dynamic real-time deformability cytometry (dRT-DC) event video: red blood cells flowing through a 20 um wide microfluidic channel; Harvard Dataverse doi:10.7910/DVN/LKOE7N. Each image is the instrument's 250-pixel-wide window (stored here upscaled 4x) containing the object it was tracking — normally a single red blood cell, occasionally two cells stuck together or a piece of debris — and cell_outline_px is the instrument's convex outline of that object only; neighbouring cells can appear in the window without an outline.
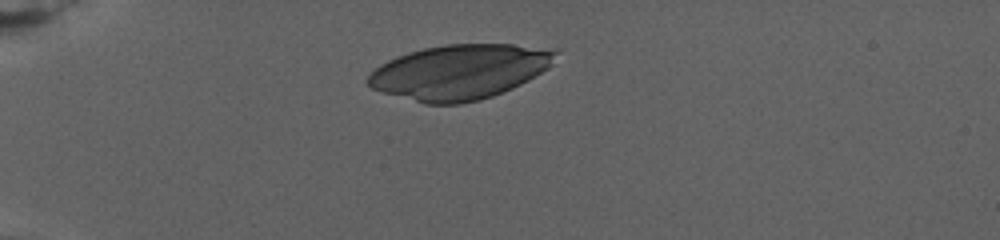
{"species": "human", "species_latin": "Homo sapiens", "temperature_condition": "warm", "stored_images_in_passage": 11, "camera_frame_rate_fps": 3000, "um_per_image_px": 0.085, "donor": {"sex": "female"}, "frame": {"image": 1, "passage_image": 1, "time_ms": 0.0, "image_size_px": [1000, 240], "cell_outline_px": [[556, 52], [552, 64], [548, 68], [528, 80], [512, 88], [492, 96], [480, 100], [456, 104], [428, 104], [384, 92], [372, 88], [368, 84], [368, 76], [380, 64], [396, 56], [408, 52], [424, 48], [448, 44], [512, 44]], "centroid_in_image_um": [39.02, 6.11], "position_along_channel_um": 46.0, "area_um2": 58.9}}